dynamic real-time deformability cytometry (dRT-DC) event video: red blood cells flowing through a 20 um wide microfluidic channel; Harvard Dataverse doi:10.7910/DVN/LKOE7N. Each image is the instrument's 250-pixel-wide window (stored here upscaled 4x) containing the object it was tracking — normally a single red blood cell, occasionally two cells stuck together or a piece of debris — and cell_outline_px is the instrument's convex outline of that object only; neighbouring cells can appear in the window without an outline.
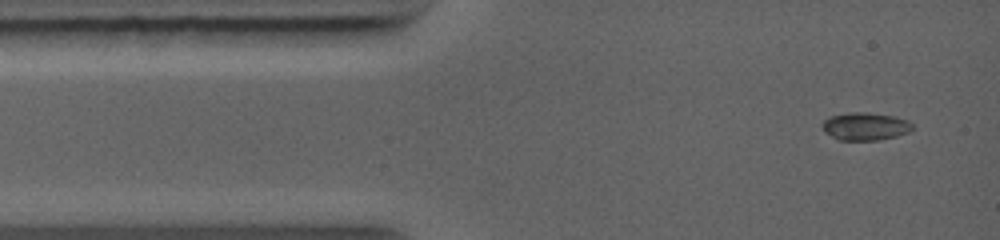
{"species": "common noctule bat (a hibernating species)", "species_latin": "Nyctalus noctula", "temperature_condition": "warm", "stored_images_in_passage": 40, "camera_frame_rate_fps": 5000, "um_per_image_px": 0.085, "animal": {"sex": "female", "body_mass_g": 19.0, "forearm_length_mm": 56.7}, "frame": {"image": 1, "passage_image": 2, "time_ms": 0.4, "image_size_px": [1000, 240], "cell_outline_px": [[912, 128], [908, 132], [876, 140], [840, 140], [832, 136], [824, 128], [824, 120], [832, 116], [892, 116], [904, 120], [912, 124]], "centroid_in_image_um": [73.57, 10.82], "position_along_channel_um": 11.4, "area_um2": 12.83}}
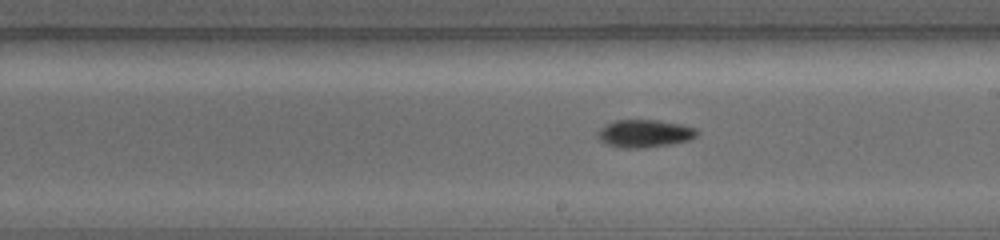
{"frame": {"image": 2, "passage_image": 18, "time_ms": 6.2, "image_size_px": [1000, 240], "cell_outline_px": [[700, 132], [696, 136], [688, 140], [668, 144], [640, 148], [624, 148], [608, 144], [600, 140], [596, 136], [596, 132], [604, 124], [616, 120], [656, 120], [680, 124], [696, 128]], "centroid_in_image_um": [54.76, 11.33], "position_along_channel_um": 234.2, "area_um2": 15.95}}
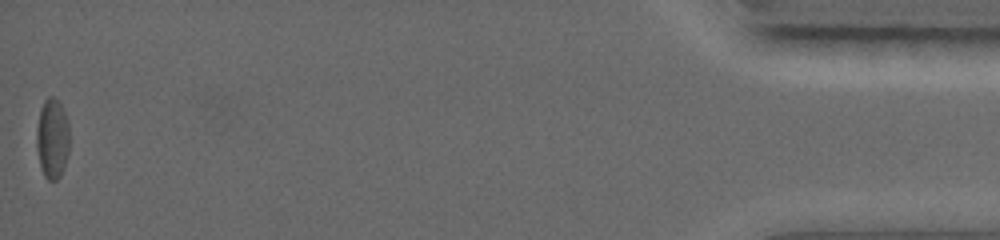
{"frame": {"image": 3, "passage_image": 40, "time_ms": 13.2, "image_size_px": [1000, 240], "cell_outline_px": [[68, 156], [64, 168], [60, 176], [56, 180], [48, 180], [44, 176], [40, 164], [36, 148], [36, 128], [40, 108], [44, 100], [48, 96], [52, 96], [60, 104], [64, 112], [68, 124]], "centroid_in_image_um": [4.43, 11.78], "position_along_channel_um": 430.8, "area_um2": 15.43}}